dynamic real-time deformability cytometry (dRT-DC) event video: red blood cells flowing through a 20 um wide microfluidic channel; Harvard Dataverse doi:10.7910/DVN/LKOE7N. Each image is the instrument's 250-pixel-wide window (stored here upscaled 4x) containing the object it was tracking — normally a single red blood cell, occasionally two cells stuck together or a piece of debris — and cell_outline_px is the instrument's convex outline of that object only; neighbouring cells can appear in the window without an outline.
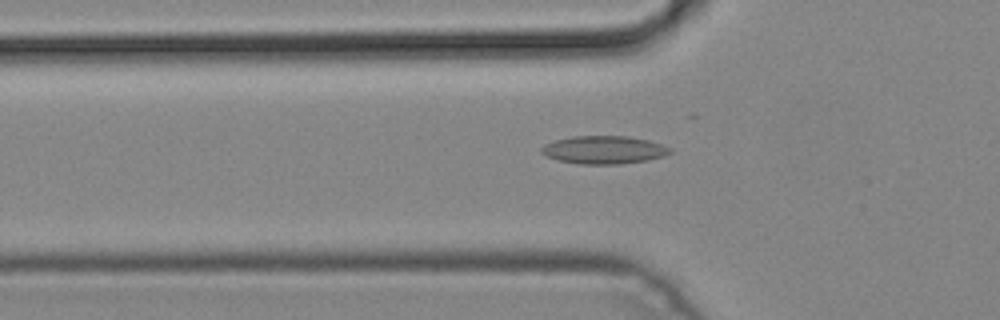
{"species": "common noctule bat (a hibernating species)", "species_latin": "Nyctalus noctula", "temperature_condition": "cold", "stored_images_in_passage": 48, "camera_frame_rate_fps": 3000, "um_per_image_px": 0.085, "animal": {"sex": "male", "body_mass_g": 19.2, "forearm_length_mm": 51.8}, "frame": {"image": 1, "passage_image": 16, "time_ms": 5.0, "image_size_px": [1000, 320], "cell_outline_px": [[672, 152], [664, 156], [648, 160], [620, 164], [580, 164], [556, 160], [544, 156], [540, 152], [540, 148], [544, 144], [556, 140], [572, 136], [628, 136], [648, 140], [672, 148]], "centroid_in_image_um": [51.3, 12.74], "position_along_channel_um": 74.5, "area_um2": 21.15}}
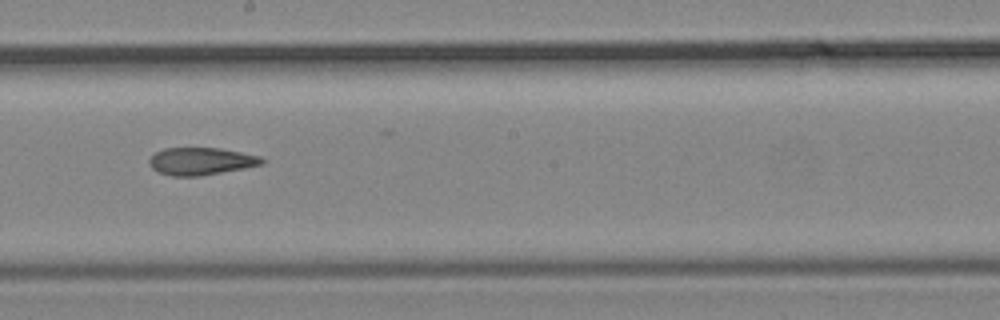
{"frame": {"image": 2, "passage_image": 27, "time_ms": 8.667, "image_size_px": [1000, 320], "cell_outline_px": [[268, 160], [264, 164], [244, 168], [200, 176], [172, 176], [160, 172], [152, 168], [148, 164], [148, 160], [156, 152], [164, 148], [220, 148], [260, 156]], "centroid_in_image_um": [17.11, 13.7], "position_along_channel_um": 231.1, "area_um2": 18.03}}
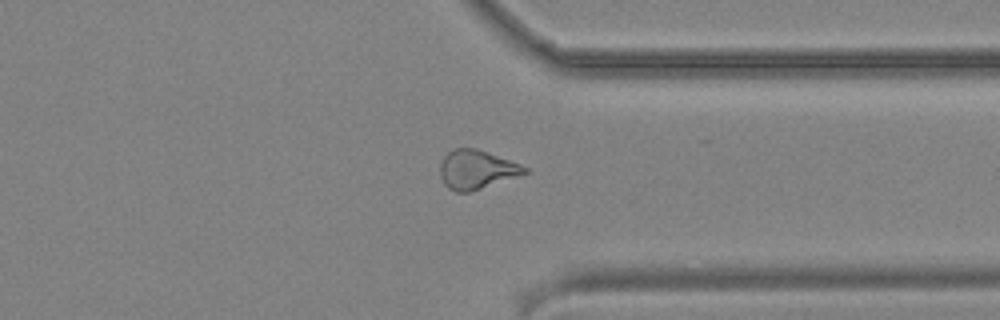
{"frame": {"image": 3, "passage_image": 37, "time_ms": 12.0, "image_size_px": [1000, 320], "cell_outline_px": [[528, 172], [468, 192], [456, 192], [448, 188], [444, 184], [440, 176], [440, 164], [444, 156], [452, 148], [476, 148], [488, 152], [520, 164], [528, 168]], "centroid_in_image_um": [40.46, 14.39], "position_along_channel_um": 370.9, "area_um2": 18.9}}